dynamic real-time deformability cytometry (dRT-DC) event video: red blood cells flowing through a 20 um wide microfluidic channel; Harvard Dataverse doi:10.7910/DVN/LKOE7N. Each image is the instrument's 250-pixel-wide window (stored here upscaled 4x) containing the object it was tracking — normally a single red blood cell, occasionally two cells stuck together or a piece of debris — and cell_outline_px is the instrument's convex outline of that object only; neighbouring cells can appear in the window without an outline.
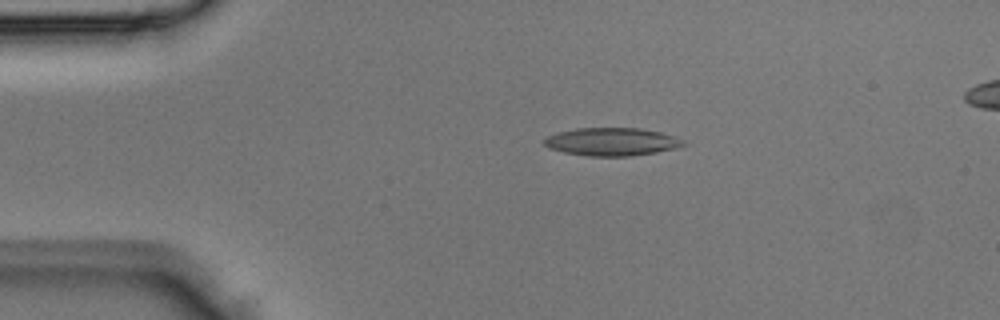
{"species": "Egyptian fruit bat (a non-hibernating species)", "species_latin": "Rousettus aegyptiacus", "temperature_condition": "room temperature", "stored_images_in_passage": 5, "camera_frame_rate_fps": 3000, "um_per_image_px": 0.085, "animal": {"sex": "male"}, "frame": {"image": 1, "passage_image": 5, "time_ms": 1.333, "image_size_px": [1000, 320], "cell_outline_px": [[688, 144], [676, 148], [656, 152], [632, 156], [588, 156], [564, 152], [548, 148], [544, 144], [544, 140], [548, 136], [556, 132], [576, 128], [640, 128], [660, 132], [676, 136], [684, 140]], "centroid_in_image_um": [52.02, 12.04], "position_along_channel_um": 33.0, "area_um2": 22.83}}